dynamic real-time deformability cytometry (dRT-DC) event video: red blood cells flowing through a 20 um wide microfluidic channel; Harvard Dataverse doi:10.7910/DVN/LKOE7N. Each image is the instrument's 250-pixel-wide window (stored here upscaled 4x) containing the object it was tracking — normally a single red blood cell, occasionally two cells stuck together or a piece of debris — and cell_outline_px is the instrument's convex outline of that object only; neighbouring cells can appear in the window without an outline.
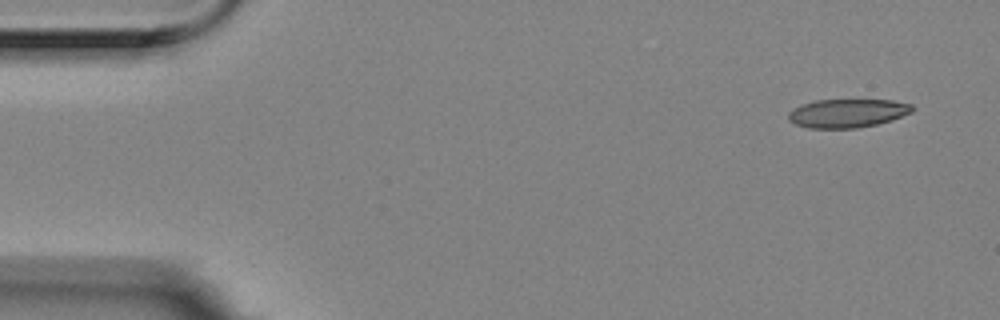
{"species": "Egyptian fruit bat (a non-hibernating species)", "species_latin": "Rousettus aegyptiacus", "temperature_condition": "room temperature", "stored_images_in_passage": 4, "camera_frame_rate_fps": 3000, "um_per_image_px": 0.085, "animal": {"sex": "female"}, "frame": {"image": 1, "passage_image": 1, "time_ms": 0.0, "image_size_px": [1000, 320], "cell_outline_px": [[916, 108], [912, 112], [892, 120], [876, 124], [856, 128], [808, 128], [796, 124], [788, 120], [788, 112], [792, 108], [816, 100], [892, 100], [912, 104]], "centroid_in_image_um": [72.05, 9.62], "position_along_channel_um": 13.0, "area_um2": 20.69}}